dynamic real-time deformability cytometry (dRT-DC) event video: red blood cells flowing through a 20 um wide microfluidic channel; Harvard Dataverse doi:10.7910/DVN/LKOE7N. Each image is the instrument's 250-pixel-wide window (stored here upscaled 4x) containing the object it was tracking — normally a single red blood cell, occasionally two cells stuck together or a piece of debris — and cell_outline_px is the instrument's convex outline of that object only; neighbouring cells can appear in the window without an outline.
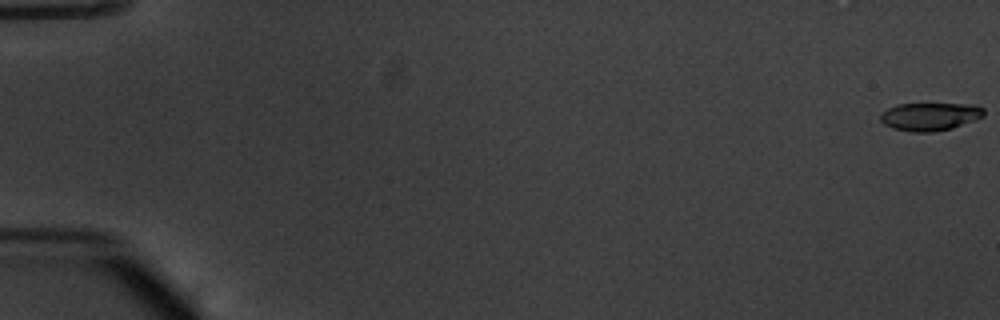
{"species": "common noctule bat (a hibernating species)", "species_latin": "Nyctalus noctula", "temperature_condition": "warm", "stored_images_in_passage": 55, "camera_frame_rate_fps": 3000, "um_per_image_px": 0.085, "animal": {"sex": "male", "body_mass_g": 20.1, "forearm_length_mm": 53.5}, "frame": {"image": 1, "passage_image": 1, "time_ms": 0.0, "image_size_px": [1000, 320], "cell_outline_px": [[984, 116], [952, 128], [932, 132], [912, 132], [892, 128], [884, 124], [880, 120], [880, 112], [888, 108], [900, 104], [964, 104], [984, 108]], "centroid_in_image_um": [78.99, 9.91], "position_along_channel_um": 6.0, "area_um2": 16.7}}
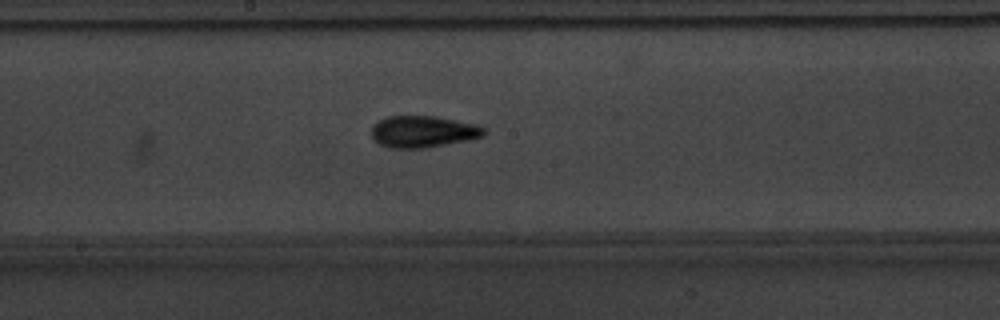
{"frame": {"image": 2, "passage_image": 31, "time_ms": 10.0, "image_size_px": [1000, 320], "cell_outline_px": [[484, 136], [424, 148], [392, 148], [380, 144], [372, 136], [372, 124], [388, 116], [432, 116], [476, 124], [484, 128]], "centroid_in_image_um": [35.92, 11.18], "position_along_channel_um": 212.3, "area_um2": 20.35}}
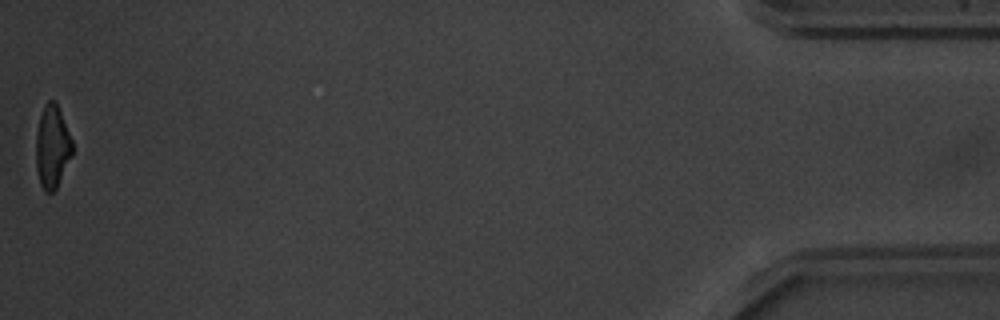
{"frame": {"image": 3, "passage_image": 55, "time_ms": 18.0, "image_size_px": [1000, 320], "cell_outline_px": [[72, 152], [56, 188], [52, 192], [44, 192], [40, 184], [36, 168], [36, 132], [40, 116], [44, 104], [48, 100], [56, 100], [72, 140]], "centroid_in_image_um": [4.41, 12.44], "position_along_channel_um": 430.8, "area_um2": 17.4}, "authors_computed_cell_mechanics": {"area_um2": 18.6694, "velocity_mm_per_s": 3.826, "shape_relaxation_time_tau1_ms": 3.4905, "shape_relaxation_time_tau2_ms": 2.3716, "deformation_change_tau1": 0.1703, "deformation_change_tau2": 0.0896}}